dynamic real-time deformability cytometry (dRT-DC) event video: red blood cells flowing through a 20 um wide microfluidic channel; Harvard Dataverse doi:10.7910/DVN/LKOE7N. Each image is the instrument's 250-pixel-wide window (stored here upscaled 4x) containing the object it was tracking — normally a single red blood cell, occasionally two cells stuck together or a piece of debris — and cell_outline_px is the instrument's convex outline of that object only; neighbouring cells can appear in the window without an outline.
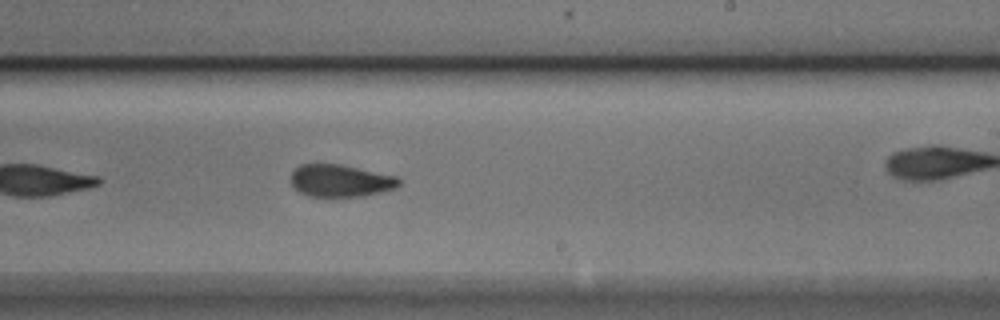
{"species": "Egyptian fruit bat (a non-hibernating species)", "species_latin": "Rousettus aegyptiacus", "temperature_condition": "cold", "stored_images_in_passage": 41, "camera_frame_rate_fps": 3000, "um_per_image_px": 0.085, "animal": {"sex": "male"}, "frame": {"image": 1, "passage_image": 18, "time_ms": 5.667, "image_size_px": [1000, 320], "cell_outline_px": [[400, 184], [396, 188], [364, 196], [308, 196], [300, 192], [292, 184], [292, 172], [300, 164], [340, 164], [396, 176], [400, 180]], "centroid_in_image_um": [28.95, 15.36], "position_along_channel_um": 260.0, "area_um2": 20.11}}